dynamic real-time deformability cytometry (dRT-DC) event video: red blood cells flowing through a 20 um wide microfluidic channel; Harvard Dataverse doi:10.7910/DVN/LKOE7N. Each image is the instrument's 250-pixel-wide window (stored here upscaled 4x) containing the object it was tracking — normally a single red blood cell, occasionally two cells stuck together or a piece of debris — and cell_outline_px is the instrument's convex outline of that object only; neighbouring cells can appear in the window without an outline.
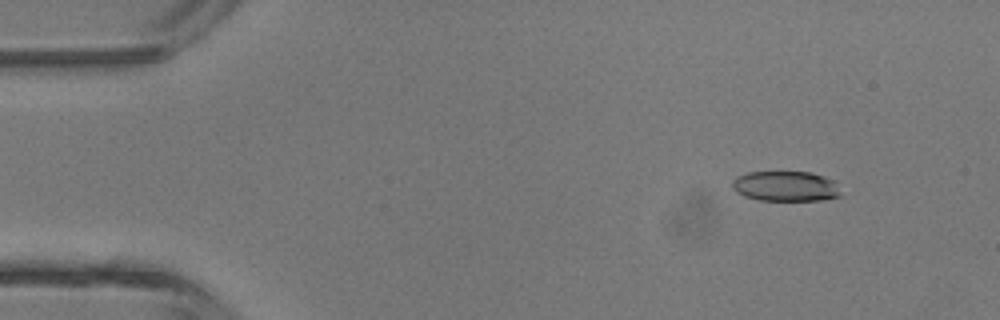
{"species": "common noctule bat (a hibernating species)", "species_latin": "Nyctalus noctula", "temperature_condition": "room temperature", "stored_images_in_passage": 46, "camera_frame_rate_fps": 3000, "um_per_image_px": 0.085, "animal": {"sex": "male", "body_mass_g": 13.3}, "frame": {"image": 1, "passage_image": 5, "time_ms": 1.333, "image_size_px": [1000, 320], "cell_outline_px": [[840, 196], [820, 200], [760, 200], [744, 196], [736, 192], [732, 188], [732, 180], [736, 176], [748, 172], [812, 172], [824, 176], [832, 180], [840, 192]], "centroid_in_image_um": [66.73, 15.82], "position_along_channel_um": 18.3, "area_um2": 19.02}}
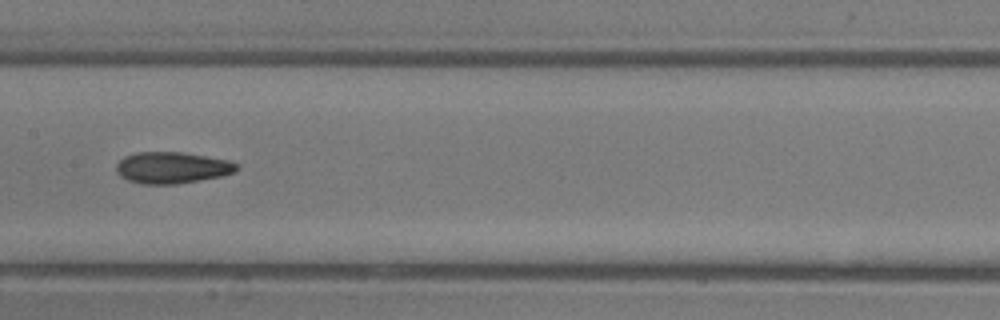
{"frame": {"image": 2, "passage_image": 23, "time_ms": 7.333, "image_size_px": [1000, 320], "cell_outline_px": [[240, 168], [232, 172], [220, 176], [200, 180], [176, 184], [140, 184], [128, 180], [120, 176], [116, 172], [116, 164], [124, 156], [136, 152], [180, 152], [228, 160], [240, 164]], "centroid_in_image_um": [14.6, 14.25], "position_along_channel_um": 192.8, "area_um2": 22.08}}
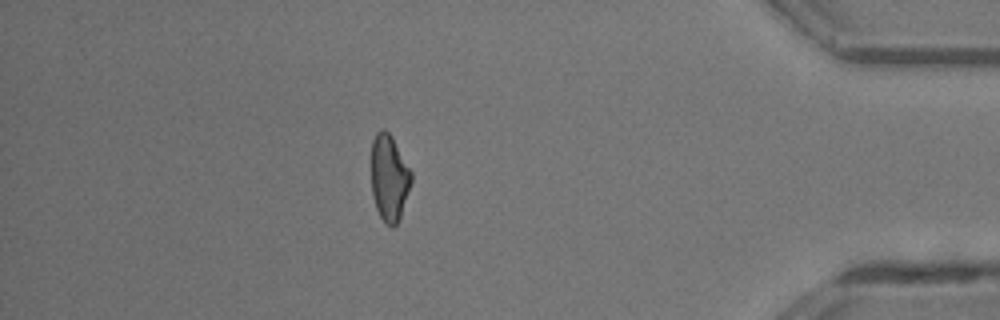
{"frame": {"image": 3, "passage_image": 40, "time_ms": 13.0, "image_size_px": [1000, 320], "cell_outline_px": [[412, 180], [400, 216], [396, 224], [392, 228], [380, 216], [376, 208], [372, 196], [372, 140], [376, 132], [380, 128], [384, 128], [392, 136], [412, 172]], "centroid_in_image_um": [33.08, 15.07], "position_along_channel_um": 402.1, "area_um2": 20.0}, "authors_computed_cell_mechanics": {"area_um2": 20.9236, "velocity_mm_per_s": 4.4974, "shape_relaxation_time_tau1_ms": 6.1365, "shape_relaxation_time_tau2_ms": 1.9173, "deformation_change_tau1": 0.1645, "deformation_change_tau2": 0.0936}}